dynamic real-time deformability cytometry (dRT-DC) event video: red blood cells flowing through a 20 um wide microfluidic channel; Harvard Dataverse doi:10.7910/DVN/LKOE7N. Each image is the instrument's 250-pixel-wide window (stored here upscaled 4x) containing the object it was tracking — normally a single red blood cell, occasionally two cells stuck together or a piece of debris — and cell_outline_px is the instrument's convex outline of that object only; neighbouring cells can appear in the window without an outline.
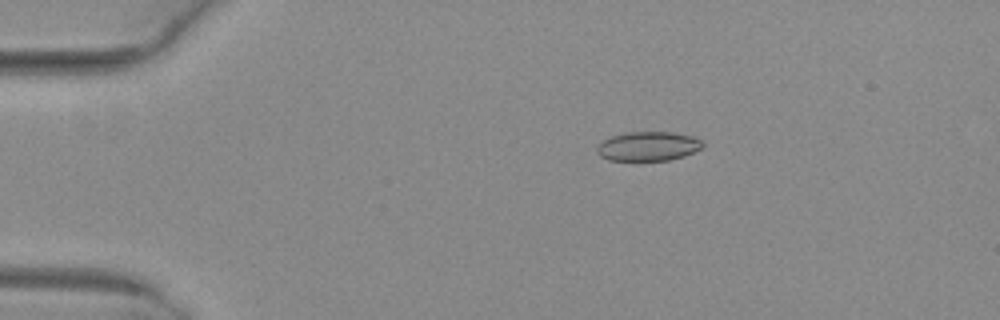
{"species": "common noctule bat (a hibernating species)", "species_latin": "Nyctalus noctula", "temperature_condition": "warm", "stored_images_in_passage": 38, "camera_frame_rate_fps": 3000, "um_per_image_px": 0.085, "animal": {"sex": "female", "body_mass_g": 29.2, "forearm_length_mm": 56.3}, "frame": {"image": 1, "passage_image": 6, "time_ms": 1.667, "image_size_px": [1000, 320], "cell_outline_px": [[704, 144], [700, 148], [684, 156], [668, 160], [608, 160], [600, 156], [596, 152], [596, 148], [604, 140], [612, 136], [628, 132], [672, 132], [692, 136], [704, 140]], "centroid_in_image_um": [55.1, 12.43], "position_along_channel_um": 29.9, "area_um2": 17.92}}